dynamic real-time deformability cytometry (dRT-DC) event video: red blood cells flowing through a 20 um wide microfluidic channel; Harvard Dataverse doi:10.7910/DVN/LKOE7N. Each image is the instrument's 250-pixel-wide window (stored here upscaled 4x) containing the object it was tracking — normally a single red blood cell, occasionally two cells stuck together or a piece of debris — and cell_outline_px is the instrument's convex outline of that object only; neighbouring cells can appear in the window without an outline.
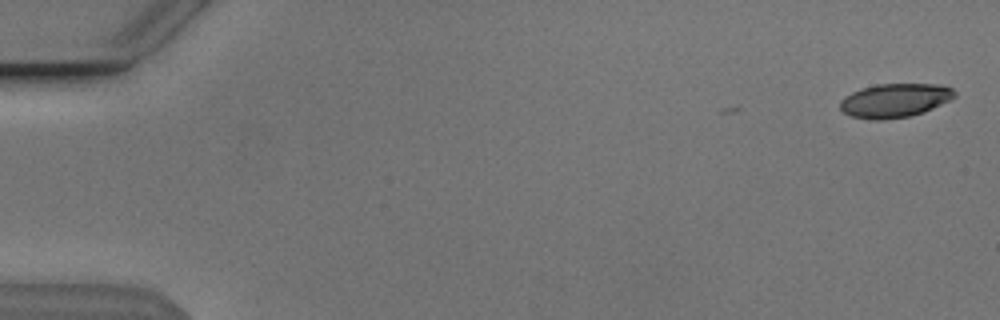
{"species": "Egyptian fruit bat (a non-hibernating species)", "species_latin": "Rousettus aegyptiacus", "temperature_condition": "cold", "stored_images_in_passage": 4, "camera_frame_rate_fps": 3000, "um_per_image_px": 0.085, "animal": {"sex": "male"}, "frame": {"image": 1, "passage_image": 2, "time_ms": 0.333, "image_size_px": [1000, 320], "cell_outline_px": [[956, 96], [952, 100], [924, 112], [912, 116], [880, 120], [872, 120], [852, 116], [844, 112], [840, 108], [840, 100], [844, 96], [852, 92], [876, 84], [936, 84], [952, 88], [956, 92]], "centroid_in_image_um": [76.09, 8.54], "position_along_channel_um": 8.9, "area_um2": 22.72}}